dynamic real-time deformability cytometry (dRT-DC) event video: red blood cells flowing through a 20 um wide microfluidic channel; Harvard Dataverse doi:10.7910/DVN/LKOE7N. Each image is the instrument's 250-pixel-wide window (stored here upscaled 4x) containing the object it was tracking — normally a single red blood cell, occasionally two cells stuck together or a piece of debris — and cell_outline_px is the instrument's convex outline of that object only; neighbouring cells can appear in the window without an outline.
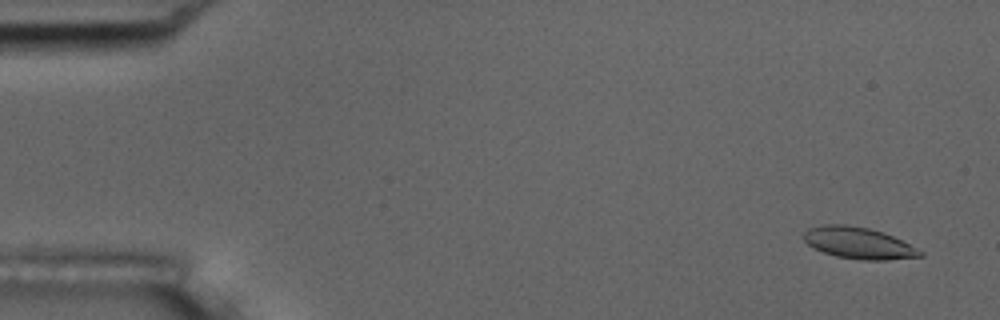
{"species": "common noctule bat (a hibernating species)", "species_latin": "Nyctalus noctula", "temperature_condition": "room temperature", "stored_images_in_passage": 57, "camera_frame_rate_fps": 3000, "um_per_image_px": 0.085, "animal": {"sex": "male", "body_mass_g": 17.5, "forearm_length_mm": 52.3}, "frame": {"image": 1, "passage_image": 3, "time_ms": 0.667, "image_size_px": [1000, 320], "cell_outline_px": [[924, 256], [888, 260], [860, 260], [836, 256], [824, 252], [808, 244], [804, 240], [804, 232], [808, 228], [820, 224], [844, 224], [868, 228], [884, 232], [924, 252]], "centroid_in_image_um": [72.97, 20.65], "position_along_channel_um": 12.0, "area_um2": 21.33}}
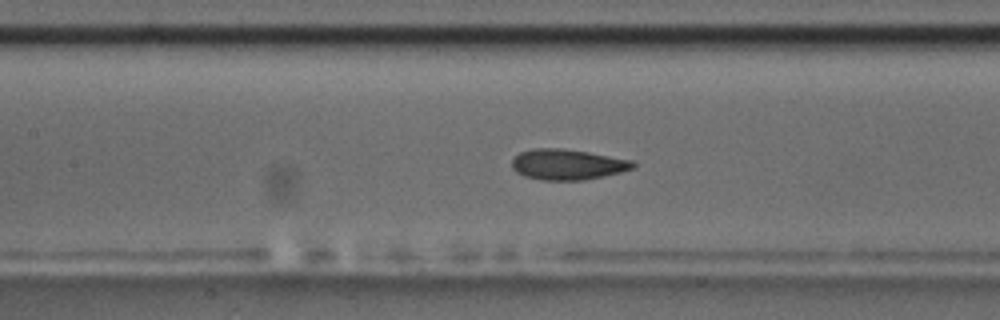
{"frame": {"image": 2, "passage_image": 26, "time_ms": 8.333, "image_size_px": [1000, 320], "cell_outline_px": [[636, 168], [604, 176], [584, 180], [540, 180], [524, 176], [516, 172], [512, 168], [512, 160], [520, 152], [532, 148], [564, 148], [588, 152], [632, 160], [636, 164]], "centroid_in_image_um": [48.24, 13.98], "position_along_channel_um": 159.2, "area_um2": 21.73}}
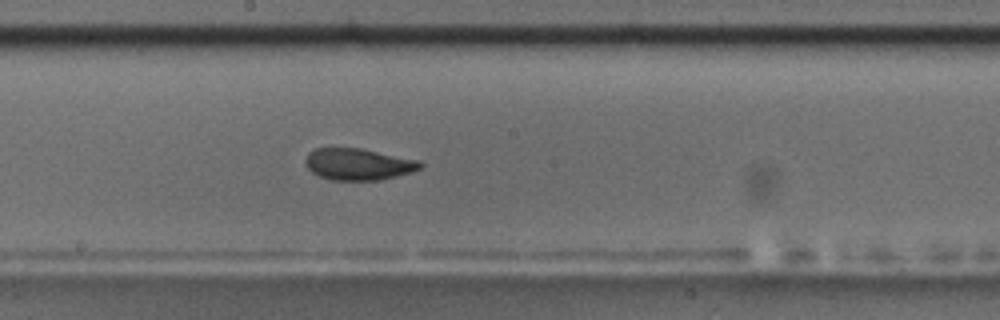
{"frame": {"image": 3, "passage_image": 31, "time_ms": 10.0, "image_size_px": [1000, 320], "cell_outline_px": [[424, 164], [420, 168], [412, 172], [380, 180], [328, 180], [312, 172], [308, 168], [304, 160], [308, 152], [316, 148], [360, 148], [420, 160]], "centroid_in_image_um": [30.45, 13.96], "position_along_channel_um": 217.7, "area_um2": 21.27}, "authors_computed_cell_mechanics": {"area_um2": 21.675, "velocity_mm_per_s": 3.5489, "shape_relaxation_time_tau1_ms": 4.3266, "shape_relaxation_time_tau2_ms": 1.4518, "deformation_change_tau1": 0.1355, "deformation_change_tau2": 0.0661}}